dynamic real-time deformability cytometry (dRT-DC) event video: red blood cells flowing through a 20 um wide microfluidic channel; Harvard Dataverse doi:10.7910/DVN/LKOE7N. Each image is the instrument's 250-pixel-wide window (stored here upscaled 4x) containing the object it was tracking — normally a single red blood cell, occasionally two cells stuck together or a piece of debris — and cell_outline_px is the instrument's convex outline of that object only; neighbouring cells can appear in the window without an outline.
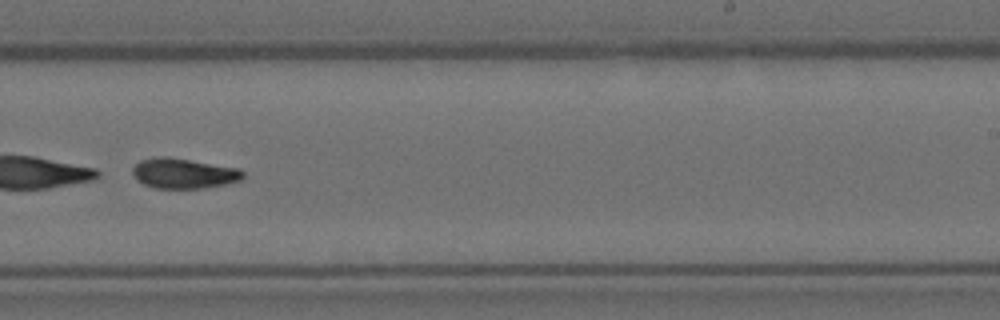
{"species": "Egyptian fruit bat (a non-hibernating species)", "species_latin": "Rousettus aegyptiacus", "temperature_condition": "room temperature", "stored_images_in_passage": 35, "camera_frame_rate_fps": 3000, "um_per_image_px": 0.085, "animal": {"sex": "female"}, "frame": {"image": 1, "passage_image": 25, "time_ms": 8.0, "image_size_px": [1000, 320], "cell_outline_px": [[244, 180], [224, 184], [200, 188], [152, 188], [136, 180], [132, 172], [132, 168], [140, 160], [160, 156], [168, 156], [240, 168], [244, 172]], "centroid_in_image_um": [15.62, 14.73], "position_along_channel_um": 273.4, "area_um2": 19.59}, "authors_computed_cell_mechanics": {"area_um2": 19.4786, "velocity_mm_per_s": 3.5687, "shape_relaxation_time_tau1_ms": 1.4206, "shape_relaxation_time_tau2_ms": 9.0119, "deformation_change_tau1": 0.2819, "deformation_change_tau2": 0.1654}}